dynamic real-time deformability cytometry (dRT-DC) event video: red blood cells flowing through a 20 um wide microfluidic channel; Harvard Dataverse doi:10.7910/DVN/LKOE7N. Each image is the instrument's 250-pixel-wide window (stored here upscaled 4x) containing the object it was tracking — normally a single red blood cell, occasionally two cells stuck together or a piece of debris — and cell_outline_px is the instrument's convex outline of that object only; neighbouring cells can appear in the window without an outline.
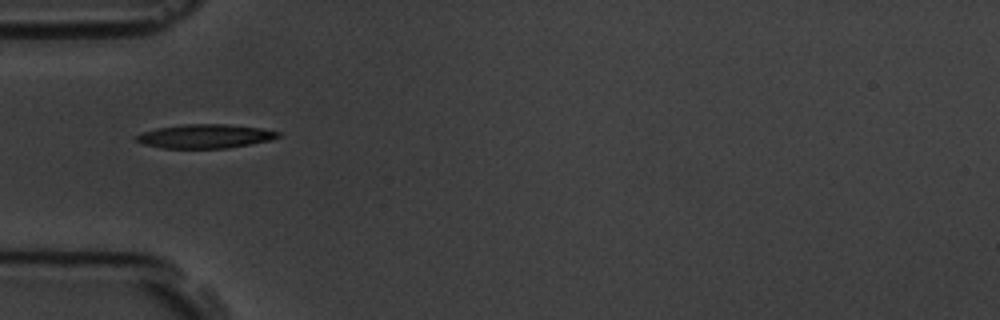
{"species": "common noctule bat (a hibernating species)", "species_latin": "Nyctalus noctula", "temperature_condition": "room temperature", "stored_images_in_passage": 3, "camera_frame_rate_fps": 3000, "um_per_image_px": 0.085, "animal": {"sex": "male", "body_mass_g": 19.5, "forearm_length_mm": 54.6}, "frame": {"image": 1, "passage_image": 2, "time_ms": 1.0, "image_size_px": [1000, 320], "cell_outline_px": [[280, 136], [272, 140], [228, 148], [164, 148], [144, 144], [136, 140], [136, 136], [144, 132], [156, 128], [184, 124], [228, 124], [260, 128], [280, 132]], "centroid_in_image_um": [17.47, 11.58], "position_along_channel_um": 67.5, "area_um2": 19.65}}
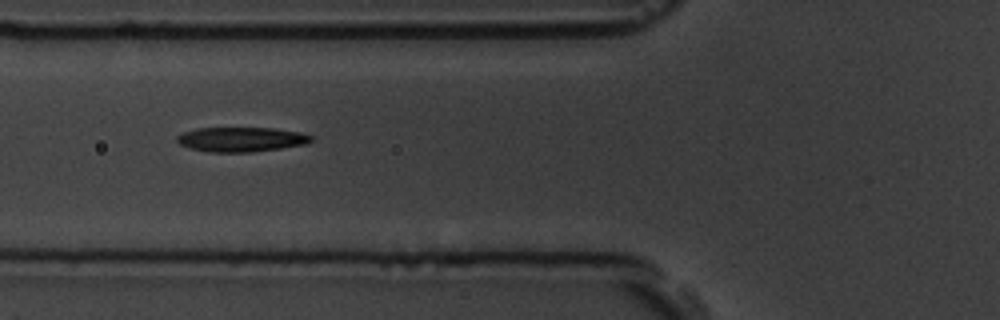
{"frame": {"image": 2, "passage_image": 3, "time_ms": 2.0, "image_size_px": [1000, 320], "cell_outline_px": [[312, 140], [308, 144], [252, 152], [208, 152], [188, 148], [180, 144], [176, 140], [176, 136], [184, 132], [196, 128], [276, 128], [300, 132], [312, 136]], "centroid_in_image_um": [20.5, 11.85], "position_along_channel_um": 105.3, "area_um2": 19.36}}